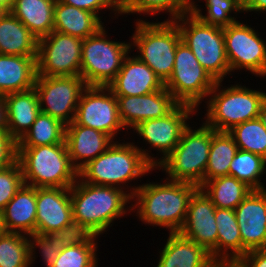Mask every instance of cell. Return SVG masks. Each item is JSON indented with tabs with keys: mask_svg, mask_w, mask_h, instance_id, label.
<instances>
[{
	"mask_svg": "<svg viewBox=\"0 0 266 267\" xmlns=\"http://www.w3.org/2000/svg\"><path fill=\"white\" fill-rule=\"evenodd\" d=\"M266 174V159L249 151L238 149L229 166V176L244 182L252 190H265L261 179Z\"/></svg>",
	"mask_w": 266,
	"mask_h": 267,
	"instance_id": "obj_33",
	"label": "cell"
},
{
	"mask_svg": "<svg viewBox=\"0 0 266 267\" xmlns=\"http://www.w3.org/2000/svg\"><path fill=\"white\" fill-rule=\"evenodd\" d=\"M197 112L191 105L178 104L166 116L142 121L132 131L146 142V146L149 145L147 148L150 149L151 146V149L159 151L161 157L157 159L158 165L179 143L183 131L189 126L191 116H196Z\"/></svg>",
	"mask_w": 266,
	"mask_h": 267,
	"instance_id": "obj_15",
	"label": "cell"
},
{
	"mask_svg": "<svg viewBox=\"0 0 266 267\" xmlns=\"http://www.w3.org/2000/svg\"><path fill=\"white\" fill-rule=\"evenodd\" d=\"M116 98L119 116L127 131L142 121L166 116L179 104L165 87L150 94Z\"/></svg>",
	"mask_w": 266,
	"mask_h": 267,
	"instance_id": "obj_18",
	"label": "cell"
},
{
	"mask_svg": "<svg viewBox=\"0 0 266 267\" xmlns=\"http://www.w3.org/2000/svg\"><path fill=\"white\" fill-rule=\"evenodd\" d=\"M242 239V256L266 246V189L252 190L234 209Z\"/></svg>",
	"mask_w": 266,
	"mask_h": 267,
	"instance_id": "obj_17",
	"label": "cell"
},
{
	"mask_svg": "<svg viewBox=\"0 0 266 267\" xmlns=\"http://www.w3.org/2000/svg\"><path fill=\"white\" fill-rule=\"evenodd\" d=\"M110 40L104 26L83 39L80 76L87 86L107 87L115 79L125 57L133 52L131 42Z\"/></svg>",
	"mask_w": 266,
	"mask_h": 267,
	"instance_id": "obj_9",
	"label": "cell"
},
{
	"mask_svg": "<svg viewBox=\"0 0 266 267\" xmlns=\"http://www.w3.org/2000/svg\"><path fill=\"white\" fill-rule=\"evenodd\" d=\"M235 264L238 267H266V250L248 251Z\"/></svg>",
	"mask_w": 266,
	"mask_h": 267,
	"instance_id": "obj_44",
	"label": "cell"
},
{
	"mask_svg": "<svg viewBox=\"0 0 266 267\" xmlns=\"http://www.w3.org/2000/svg\"><path fill=\"white\" fill-rule=\"evenodd\" d=\"M24 184L35 188H70L78 178L66 143L17 147Z\"/></svg>",
	"mask_w": 266,
	"mask_h": 267,
	"instance_id": "obj_4",
	"label": "cell"
},
{
	"mask_svg": "<svg viewBox=\"0 0 266 267\" xmlns=\"http://www.w3.org/2000/svg\"><path fill=\"white\" fill-rule=\"evenodd\" d=\"M220 267H238L236 264H225V263H220Z\"/></svg>",
	"mask_w": 266,
	"mask_h": 267,
	"instance_id": "obj_50",
	"label": "cell"
},
{
	"mask_svg": "<svg viewBox=\"0 0 266 267\" xmlns=\"http://www.w3.org/2000/svg\"><path fill=\"white\" fill-rule=\"evenodd\" d=\"M28 235L0 233V267H30Z\"/></svg>",
	"mask_w": 266,
	"mask_h": 267,
	"instance_id": "obj_36",
	"label": "cell"
},
{
	"mask_svg": "<svg viewBox=\"0 0 266 267\" xmlns=\"http://www.w3.org/2000/svg\"><path fill=\"white\" fill-rule=\"evenodd\" d=\"M216 81L201 66L191 49L181 41L176 48L174 68L165 88L179 104L199 109Z\"/></svg>",
	"mask_w": 266,
	"mask_h": 267,
	"instance_id": "obj_10",
	"label": "cell"
},
{
	"mask_svg": "<svg viewBox=\"0 0 266 267\" xmlns=\"http://www.w3.org/2000/svg\"><path fill=\"white\" fill-rule=\"evenodd\" d=\"M82 42L57 31L39 39L37 76H80Z\"/></svg>",
	"mask_w": 266,
	"mask_h": 267,
	"instance_id": "obj_13",
	"label": "cell"
},
{
	"mask_svg": "<svg viewBox=\"0 0 266 267\" xmlns=\"http://www.w3.org/2000/svg\"><path fill=\"white\" fill-rule=\"evenodd\" d=\"M24 184L18 161L0 170V213Z\"/></svg>",
	"mask_w": 266,
	"mask_h": 267,
	"instance_id": "obj_40",
	"label": "cell"
},
{
	"mask_svg": "<svg viewBox=\"0 0 266 267\" xmlns=\"http://www.w3.org/2000/svg\"><path fill=\"white\" fill-rule=\"evenodd\" d=\"M36 188L23 184L1 212L4 232L36 233Z\"/></svg>",
	"mask_w": 266,
	"mask_h": 267,
	"instance_id": "obj_23",
	"label": "cell"
},
{
	"mask_svg": "<svg viewBox=\"0 0 266 267\" xmlns=\"http://www.w3.org/2000/svg\"><path fill=\"white\" fill-rule=\"evenodd\" d=\"M98 236L87 244L63 248L50 267H98Z\"/></svg>",
	"mask_w": 266,
	"mask_h": 267,
	"instance_id": "obj_37",
	"label": "cell"
},
{
	"mask_svg": "<svg viewBox=\"0 0 266 267\" xmlns=\"http://www.w3.org/2000/svg\"><path fill=\"white\" fill-rule=\"evenodd\" d=\"M14 0H0V13L10 12L13 6Z\"/></svg>",
	"mask_w": 266,
	"mask_h": 267,
	"instance_id": "obj_48",
	"label": "cell"
},
{
	"mask_svg": "<svg viewBox=\"0 0 266 267\" xmlns=\"http://www.w3.org/2000/svg\"><path fill=\"white\" fill-rule=\"evenodd\" d=\"M104 22L94 13L56 1L54 6V29L80 39L96 34Z\"/></svg>",
	"mask_w": 266,
	"mask_h": 267,
	"instance_id": "obj_27",
	"label": "cell"
},
{
	"mask_svg": "<svg viewBox=\"0 0 266 267\" xmlns=\"http://www.w3.org/2000/svg\"><path fill=\"white\" fill-rule=\"evenodd\" d=\"M115 96H139L161 90L165 84L136 55H127L115 79L107 86Z\"/></svg>",
	"mask_w": 266,
	"mask_h": 267,
	"instance_id": "obj_20",
	"label": "cell"
},
{
	"mask_svg": "<svg viewBox=\"0 0 266 267\" xmlns=\"http://www.w3.org/2000/svg\"><path fill=\"white\" fill-rule=\"evenodd\" d=\"M36 233H55L72 219L70 188H36Z\"/></svg>",
	"mask_w": 266,
	"mask_h": 267,
	"instance_id": "obj_19",
	"label": "cell"
},
{
	"mask_svg": "<svg viewBox=\"0 0 266 267\" xmlns=\"http://www.w3.org/2000/svg\"><path fill=\"white\" fill-rule=\"evenodd\" d=\"M238 146L228 132H216L212 136L209 160L205 171V183L217 177L229 175V166Z\"/></svg>",
	"mask_w": 266,
	"mask_h": 267,
	"instance_id": "obj_32",
	"label": "cell"
},
{
	"mask_svg": "<svg viewBox=\"0 0 266 267\" xmlns=\"http://www.w3.org/2000/svg\"><path fill=\"white\" fill-rule=\"evenodd\" d=\"M70 199L73 219L99 237L112 227L117 218L119 220L131 212L132 197L127 191L113 186L92 185L79 178L70 187Z\"/></svg>",
	"mask_w": 266,
	"mask_h": 267,
	"instance_id": "obj_3",
	"label": "cell"
},
{
	"mask_svg": "<svg viewBox=\"0 0 266 267\" xmlns=\"http://www.w3.org/2000/svg\"><path fill=\"white\" fill-rule=\"evenodd\" d=\"M207 13L203 15L201 7L197 6L192 13L203 23L220 28L228 27L238 20V13H243V0H205ZM236 16L232 15L233 14Z\"/></svg>",
	"mask_w": 266,
	"mask_h": 267,
	"instance_id": "obj_34",
	"label": "cell"
},
{
	"mask_svg": "<svg viewBox=\"0 0 266 267\" xmlns=\"http://www.w3.org/2000/svg\"><path fill=\"white\" fill-rule=\"evenodd\" d=\"M213 267H220V263H216Z\"/></svg>",
	"mask_w": 266,
	"mask_h": 267,
	"instance_id": "obj_52",
	"label": "cell"
},
{
	"mask_svg": "<svg viewBox=\"0 0 266 267\" xmlns=\"http://www.w3.org/2000/svg\"><path fill=\"white\" fill-rule=\"evenodd\" d=\"M181 40L191 49L201 66L216 81L232 75L225 49L223 28L201 22L192 12L174 20Z\"/></svg>",
	"mask_w": 266,
	"mask_h": 267,
	"instance_id": "obj_8",
	"label": "cell"
},
{
	"mask_svg": "<svg viewBox=\"0 0 266 267\" xmlns=\"http://www.w3.org/2000/svg\"><path fill=\"white\" fill-rule=\"evenodd\" d=\"M66 125L50 115L39 113L26 134L17 142V147H35L65 143Z\"/></svg>",
	"mask_w": 266,
	"mask_h": 267,
	"instance_id": "obj_31",
	"label": "cell"
},
{
	"mask_svg": "<svg viewBox=\"0 0 266 267\" xmlns=\"http://www.w3.org/2000/svg\"><path fill=\"white\" fill-rule=\"evenodd\" d=\"M246 12H266V0H243V13Z\"/></svg>",
	"mask_w": 266,
	"mask_h": 267,
	"instance_id": "obj_45",
	"label": "cell"
},
{
	"mask_svg": "<svg viewBox=\"0 0 266 267\" xmlns=\"http://www.w3.org/2000/svg\"><path fill=\"white\" fill-rule=\"evenodd\" d=\"M86 87L81 76H37L34 86L41 112L66 126L74 120L81 93Z\"/></svg>",
	"mask_w": 266,
	"mask_h": 267,
	"instance_id": "obj_12",
	"label": "cell"
},
{
	"mask_svg": "<svg viewBox=\"0 0 266 267\" xmlns=\"http://www.w3.org/2000/svg\"><path fill=\"white\" fill-rule=\"evenodd\" d=\"M164 180L140 184L132 196L131 212H136L135 216L147 226L177 233L184 225L189 200L199 187L188 182Z\"/></svg>",
	"mask_w": 266,
	"mask_h": 267,
	"instance_id": "obj_2",
	"label": "cell"
},
{
	"mask_svg": "<svg viewBox=\"0 0 266 267\" xmlns=\"http://www.w3.org/2000/svg\"><path fill=\"white\" fill-rule=\"evenodd\" d=\"M202 123L197 129L189 125L173 151L155 167L166 172L167 179L192 183L199 188L205 184L212 136L217 131Z\"/></svg>",
	"mask_w": 266,
	"mask_h": 267,
	"instance_id": "obj_6",
	"label": "cell"
},
{
	"mask_svg": "<svg viewBox=\"0 0 266 267\" xmlns=\"http://www.w3.org/2000/svg\"><path fill=\"white\" fill-rule=\"evenodd\" d=\"M7 104L8 133L18 142L41 112L37 91L33 87L4 95Z\"/></svg>",
	"mask_w": 266,
	"mask_h": 267,
	"instance_id": "obj_24",
	"label": "cell"
},
{
	"mask_svg": "<svg viewBox=\"0 0 266 267\" xmlns=\"http://www.w3.org/2000/svg\"><path fill=\"white\" fill-rule=\"evenodd\" d=\"M149 152L152 151L142 149L134 142L115 140L104 153L78 171V178L92 185L128 189L127 193L132 197L140 185L130 187L127 183L150 174L157 166L159 157L154 158V154Z\"/></svg>",
	"mask_w": 266,
	"mask_h": 267,
	"instance_id": "obj_1",
	"label": "cell"
},
{
	"mask_svg": "<svg viewBox=\"0 0 266 267\" xmlns=\"http://www.w3.org/2000/svg\"><path fill=\"white\" fill-rule=\"evenodd\" d=\"M37 57L0 54V94L30 90L37 77Z\"/></svg>",
	"mask_w": 266,
	"mask_h": 267,
	"instance_id": "obj_25",
	"label": "cell"
},
{
	"mask_svg": "<svg viewBox=\"0 0 266 267\" xmlns=\"http://www.w3.org/2000/svg\"><path fill=\"white\" fill-rule=\"evenodd\" d=\"M223 34L230 72L246 69L256 77H266V42L260 33L237 21L223 28Z\"/></svg>",
	"mask_w": 266,
	"mask_h": 267,
	"instance_id": "obj_11",
	"label": "cell"
},
{
	"mask_svg": "<svg viewBox=\"0 0 266 267\" xmlns=\"http://www.w3.org/2000/svg\"><path fill=\"white\" fill-rule=\"evenodd\" d=\"M131 36V48L165 84L171 77L177 45L182 41L180 30L174 21L148 22L136 20Z\"/></svg>",
	"mask_w": 266,
	"mask_h": 267,
	"instance_id": "obj_7",
	"label": "cell"
},
{
	"mask_svg": "<svg viewBox=\"0 0 266 267\" xmlns=\"http://www.w3.org/2000/svg\"><path fill=\"white\" fill-rule=\"evenodd\" d=\"M7 129H8L7 104L4 95L0 94V130L7 131Z\"/></svg>",
	"mask_w": 266,
	"mask_h": 267,
	"instance_id": "obj_46",
	"label": "cell"
},
{
	"mask_svg": "<svg viewBox=\"0 0 266 267\" xmlns=\"http://www.w3.org/2000/svg\"><path fill=\"white\" fill-rule=\"evenodd\" d=\"M38 39L11 12L0 13V54L37 57Z\"/></svg>",
	"mask_w": 266,
	"mask_h": 267,
	"instance_id": "obj_26",
	"label": "cell"
},
{
	"mask_svg": "<svg viewBox=\"0 0 266 267\" xmlns=\"http://www.w3.org/2000/svg\"><path fill=\"white\" fill-rule=\"evenodd\" d=\"M55 233L66 246L87 244L95 236L86 226L74 219Z\"/></svg>",
	"mask_w": 266,
	"mask_h": 267,
	"instance_id": "obj_41",
	"label": "cell"
},
{
	"mask_svg": "<svg viewBox=\"0 0 266 267\" xmlns=\"http://www.w3.org/2000/svg\"><path fill=\"white\" fill-rule=\"evenodd\" d=\"M62 3L72 5L76 8L90 11L96 14L101 20L103 16H99V11L101 12L102 9H109L110 14L114 13V18L116 16H121V0H59ZM117 14V15H116Z\"/></svg>",
	"mask_w": 266,
	"mask_h": 267,
	"instance_id": "obj_42",
	"label": "cell"
},
{
	"mask_svg": "<svg viewBox=\"0 0 266 267\" xmlns=\"http://www.w3.org/2000/svg\"><path fill=\"white\" fill-rule=\"evenodd\" d=\"M215 210L211 199L198 188L189 200L187 216L179 233L204 247L217 262Z\"/></svg>",
	"mask_w": 266,
	"mask_h": 267,
	"instance_id": "obj_16",
	"label": "cell"
},
{
	"mask_svg": "<svg viewBox=\"0 0 266 267\" xmlns=\"http://www.w3.org/2000/svg\"><path fill=\"white\" fill-rule=\"evenodd\" d=\"M3 231L2 223H1V213H0V233Z\"/></svg>",
	"mask_w": 266,
	"mask_h": 267,
	"instance_id": "obj_51",
	"label": "cell"
},
{
	"mask_svg": "<svg viewBox=\"0 0 266 267\" xmlns=\"http://www.w3.org/2000/svg\"><path fill=\"white\" fill-rule=\"evenodd\" d=\"M201 0H198V2ZM195 0H180V17L182 15L191 13L195 7L199 6L197 3H195Z\"/></svg>",
	"mask_w": 266,
	"mask_h": 267,
	"instance_id": "obj_47",
	"label": "cell"
},
{
	"mask_svg": "<svg viewBox=\"0 0 266 267\" xmlns=\"http://www.w3.org/2000/svg\"><path fill=\"white\" fill-rule=\"evenodd\" d=\"M163 247L156 267H213L217 263L204 247L179 232L169 233Z\"/></svg>",
	"mask_w": 266,
	"mask_h": 267,
	"instance_id": "obj_22",
	"label": "cell"
},
{
	"mask_svg": "<svg viewBox=\"0 0 266 267\" xmlns=\"http://www.w3.org/2000/svg\"><path fill=\"white\" fill-rule=\"evenodd\" d=\"M201 189L216 208L234 210L252 191L233 176H221L207 181Z\"/></svg>",
	"mask_w": 266,
	"mask_h": 267,
	"instance_id": "obj_30",
	"label": "cell"
},
{
	"mask_svg": "<svg viewBox=\"0 0 266 267\" xmlns=\"http://www.w3.org/2000/svg\"><path fill=\"white\" fill-rule=\"evenodd\" d=\"M30 249V265L34 263L37 255V248L40 250V255L44 266L50 267L54 260L59 255V252L66 247L62 239L56 233L48 234H32L28 235Z\"/></svg>",
	"mask_w": 266,
	"mask_h": 267,
	"instance_id": "obj_39",
	"label": "cell"
},
{
	"mask_svg": "<svg viewBox=\"0 0 266 267\" xmlns=\"http://www.w3.org/2000/svg\"><path fill=\"white\" fill-rule=\"evenodd\" d=\"M57 0H14L10 12L39 40L54 29Z\"/></svg>",
	"mask_w": 266,
	"mask_h": 267,
	"instance_id": "obj_28",
	"label": "cell"
},
{
	"mask_svg": "<svg viewBox=\"0 0 266 267\" xmlns=\"http://www.w3.org/2000/svg\"><path fill=\"white\" fill-rule=\"evenodd\" d=\"M265 98L263 90H253L239 83L226 87L218 81L205 101L207 109L203 122L218 132H228L235 125L259 118Z\"/></svg>",
	"mask_w": 266,
	"mask_h": 267,
	"instance_id": "obj_5",
	"label": "cell"
},
{
	"mask_svg": "<svg viewBox=\"0 0 266 267\" xmlns=\"http://www.w3.org/2000/svg\"><path fill=\"white\" fill-rule=\"evenodd\" d=\"M228 133L234 138L238 149L266 159V128L259 118L235 125Z\"/></svg>",
	"mask_w": 266,
	"mask_h": 267,
	"instance_id": "obj_35",
	"label": "cell"
},
{
	"mask_svg": "<svg viewBox=\"0 0 266 267\" xmlns=\"http://www.w3.org/2000/svg\"><path fill=\"white\" fill-rule=\"evenodd\" d=\"M17 161V142L8 131L0 130V170Z\"/></svg>",
	"mask_w": 266,
	"mask_h": 267,
	"instance_id": "obj_43",
	"label": "cell"
},
{
	"mask_svg": "<svg viewBox=\"0 0 266 267\" xmlns=\"http://www.w3.org/2000/svg\"><path fill=\"white\" fill-rule=\"evenodd\" d=\"M169 13L166 21L180 18V0H121V15L143 14L160 15V12Z\"/></svg>",
	"mask_w": 266,
	"mask_h": 267,
	"instance_id": "obj_38",
	"label": "cell"
},
{
	"mask_svg": "<svg viewBox=\"0 0 266 267\" xmlns=\"http://www.w3.org/2000/svg\"><path fill=\"white\" fill-rule=\"evenodd\" d=\"M73 121L101 131L113 140H117L120 130L126 129L119 116L116 96L103 86H87L82 91Z\"/></svg>",
	"mask_w": 266,
	"mask_h": 267,
	"instance_id": "obj_14",
	"label": "cell"
},
{
	"mask_svg": "<svg viewBox=\"0 0 266 267\" xmlns=\"http://www.w3.org/2000/svg\"><path fill=\"white\" fill-rule=\"evenodd\" d=\"M259 119L262 121L263 125L266 128V98L262 102L259 112Z\"/></svg>",
	"mask_w": 266,
	"mask_h": 267,
	"instance_id": "obj_49",
	"label": "cell"
},
{
	"mask_svg": "<svg viewBox=\"0 0 266 267\" xmlns=\"http://www.w3.org/2000/svg\"><path fill=\"white\" fill-rule=\"evenodd\" d=\"M217 263L235 264L242 257V239L234 210L216 208Z\"/></svg>",
	"mask_w": 266,
	"mask_h": 267,
	"instance_id": "obj_29",
	"label": "cell"
},
{
	"mask_svg": "<svg viewBox=\"0 0 266 267\" xmlns=\"http://www.w3.org/2000/svg\"><path fill=\"white\" fill-rule=\"evenodd\" d=\"M113 142L107 134L74 121L66 126L65 143L70 161L77 171L104 153Z\"/></svg>",
	"mask_w": 266,
	"mask_h": 267,
	"instance_id": "obj_21",
	"label": "cell"
}]
</instances>
